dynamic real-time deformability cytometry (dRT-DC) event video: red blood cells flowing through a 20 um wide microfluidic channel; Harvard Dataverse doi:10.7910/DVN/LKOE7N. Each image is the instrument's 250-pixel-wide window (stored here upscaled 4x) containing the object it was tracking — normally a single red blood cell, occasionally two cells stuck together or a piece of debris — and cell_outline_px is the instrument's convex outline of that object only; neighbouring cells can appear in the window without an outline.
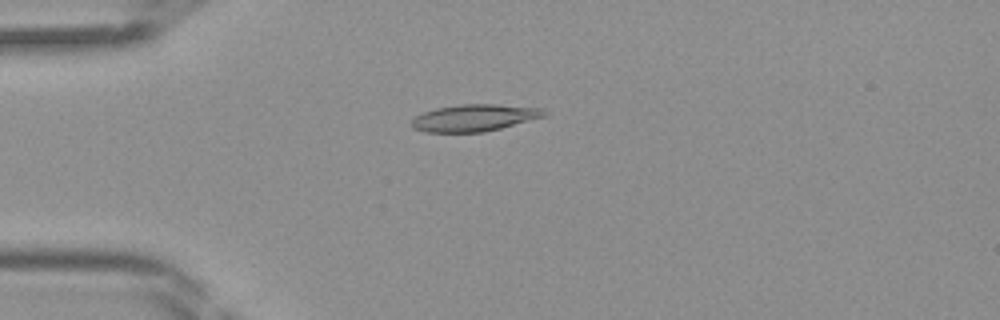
{"species": "Egyptian fruit bat (a non-hibernating species)", "species_latin": "Rousettus aegyptiacus", "temperature_condition": "room temperature", "stored_images_in_passage": 43, "camera_frame_rate_fps": 3000, "um_per_image_px": 0.085, "frame": {"image": 1, "passage_image": 11, "time_ms": 3.333, "image_size_px": [1000, 320], "cell_outline_px": [[548, 116], [484, 132], [424, 132], [412, 128], [408, 124], [416, 116], [424, 112], [436, 108], [460, 104], [496, 104], [540, 108], [548, 112]], "centroid_in_image_um": [40.31, 10.01], "position_along_channel_um": 44.7, "area_um2": 20.92}}
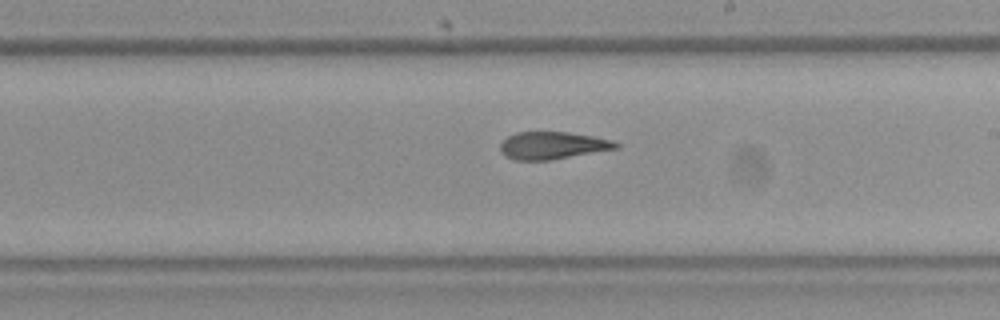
{"frame": {"image": 2, "passage_image": 25, "time_ms": 8.0, "image_size_px": [1000, 320], "cell_outline_px": [[620, 148], [552, 160], [512, 160], [500, 148], [500, 144], [508, 136], [516, 132], [568, 132], [592, 136], [612, 140], [620, 144]], "centroid_in_image_um": [47.01, 12.37], "position_along_channel_um": 242.0, "area_um2": 18.44}}
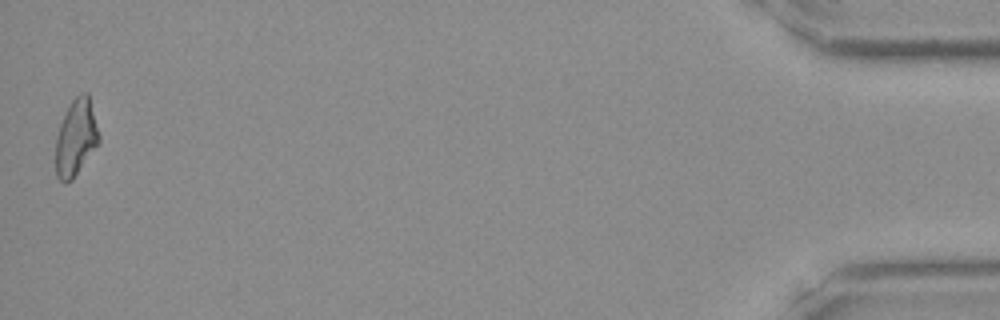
{"frame": {"image": 3, "passage_image": 43, "time_ms": 14.0, "image_size_px": [1000, 320], "cell_outline_px": [[100, 140], [72, 180], [64, 184], [56, 176], [56, 136], [60, 124], [72, 100], [80, 92], [88, 92], [100, 136]], "centroid_in_image_um": [6.45, 11.7], "position_along_channel_um": 428.8, "area_um2": 19.07}}